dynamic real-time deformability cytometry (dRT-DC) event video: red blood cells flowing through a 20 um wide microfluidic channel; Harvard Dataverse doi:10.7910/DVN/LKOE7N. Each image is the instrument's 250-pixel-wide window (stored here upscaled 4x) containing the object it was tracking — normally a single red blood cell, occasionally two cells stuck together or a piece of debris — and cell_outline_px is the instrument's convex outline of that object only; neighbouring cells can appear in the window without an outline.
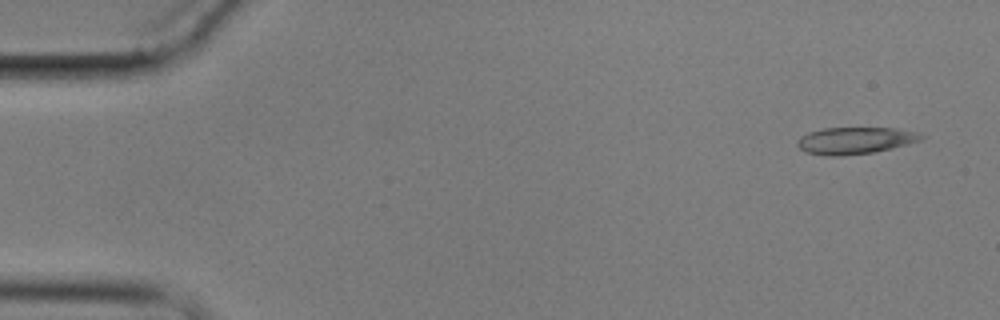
{"species": "common noctule bat (a hibernating species)", "species_latin": "Nyctalus noctula", "temperature_condition": "cold", "stored_images_in_passage": 4, "camera_frame_rate_fps": 3000, "um_per_image_px": 0.085, "animal": {"sex": "male", "body_mass_g": 17.9}, "frame": {"image": 1, "passage_image": 1, "time_ms": 0.0, "image_size_px": [1000, 320], "cell_outline_px": [[928, 136], [920, 140], [892, 148], [872, 152], [840, 156], [832, 156], [804, 152], [796, 144], [796, 140], [800, 136], [808, 132], [824, 128], [892, 128], [912, 132]], "centroid_in_image_um": [72.61, 11.94], "position_along_channel_um": 12.4, "area_um2": 19.19}}